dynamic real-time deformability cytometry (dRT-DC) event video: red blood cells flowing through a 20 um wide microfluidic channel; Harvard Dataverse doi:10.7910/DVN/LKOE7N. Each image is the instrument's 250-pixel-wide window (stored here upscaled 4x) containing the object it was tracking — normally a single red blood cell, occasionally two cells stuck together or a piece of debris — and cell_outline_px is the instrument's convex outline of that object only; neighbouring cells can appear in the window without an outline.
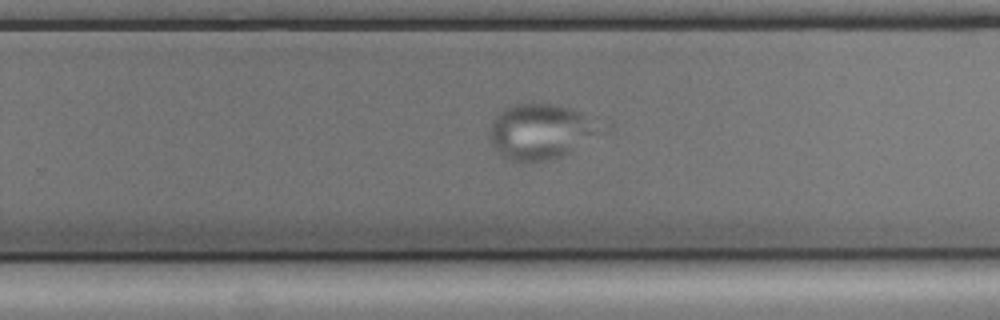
{"species": "common noctule bat (a hibernating species)", "species_latin": "Nyctalus noctula", "temperature_condition": "cold", "stored_images_in_passage": 55, "camera_frame_rate_fps": 3000, "um_per_image_px": 0.085, "animal": {"sex": "male", "body_mass_g": 17.9, "forearm_length_mm": 54.2}, "frame": {"image": 1, "passage_image": 34, "time_ms": 11.0, "image_size_px": [1000, 320], "cell_outline_px": [[616, 128], [612, 132], [560, 156], [548, 160], [524, 164], [500, 156], [492, 144], [488, 136], [488, 128], [492, 120], [500, 112], [516, 104], [560, 104], [584, 112]], "centroid_in_image_um": [46.15, 11.19], "position_along_channel_um": 283.6, "area_um2": 37.8}}
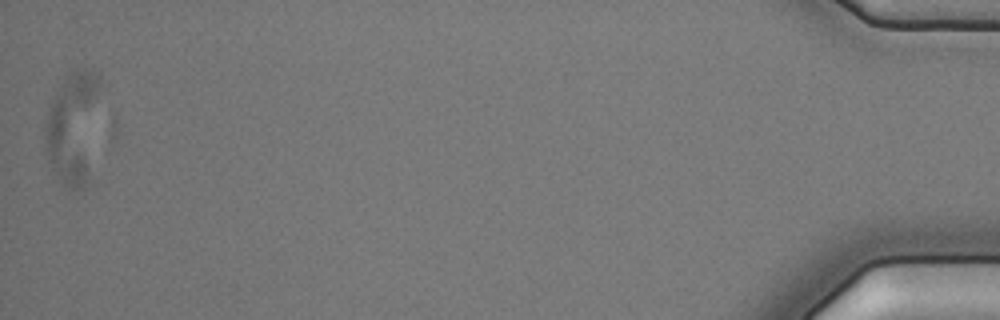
{"frame": {"image": 2, "passage_image": 54, "time_ms": 17.667, "image_size_px": [1000, 320], "cell_outline_px": [[100, 80], [84, 188], [72, 192], [64, 188], [60, 184], [52, 172], [44, 148], [44, 128], [48, 108], [56, 92], [72, 72], [84, 68], [88, 68], [100, 72]], "centroid_in_image_um": [6.11, 10.87], "position_along_channel_um": 429.1, "area_um2": 35.08}}